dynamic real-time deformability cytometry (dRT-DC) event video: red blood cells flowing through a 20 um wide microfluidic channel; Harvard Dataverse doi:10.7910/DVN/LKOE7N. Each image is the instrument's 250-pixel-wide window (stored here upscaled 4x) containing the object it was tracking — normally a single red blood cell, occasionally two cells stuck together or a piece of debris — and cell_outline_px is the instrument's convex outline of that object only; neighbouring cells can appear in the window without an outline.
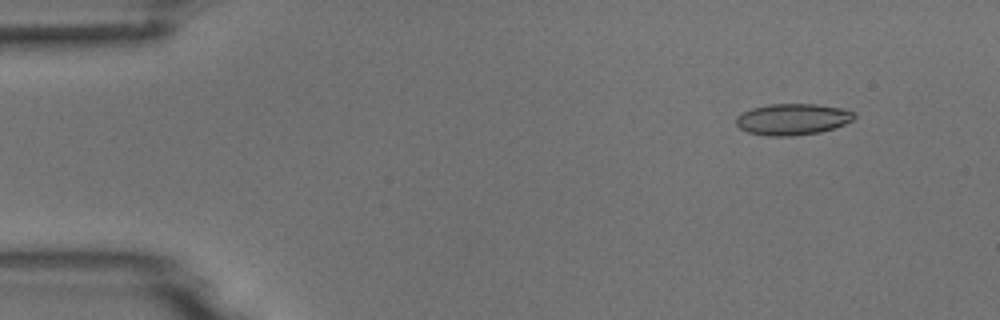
{"species": "common noctule bat (a hibernating species)", "species_latin": "Nyctalus noctula", "temperature_condition": "room temperature", "stored_images_in_passage": 6, "camera_frame_rate_fps": 3000, "um_per_image_px": 0.085, "animal": {"sex": "male", "body_mass_g": 18.8}, "frame": {"image": 1, "passage_image": 2, "time_ms": 1.0, "image_size_px": [1000, 320], "cell_outline_px": [[856, 116], [852, 120], [844, 124], [820, 132], [792, 136], [768, 136], [748, 132], [740, 128], [736, 124], [736, 116], [752, 108], [772, 104], [816, 104], [840, 108], [856, 112]], "centroid_in_image_um": [67.37, 10.14], "position_along_channel_um": 17.6, "area_um2": 21.44}}
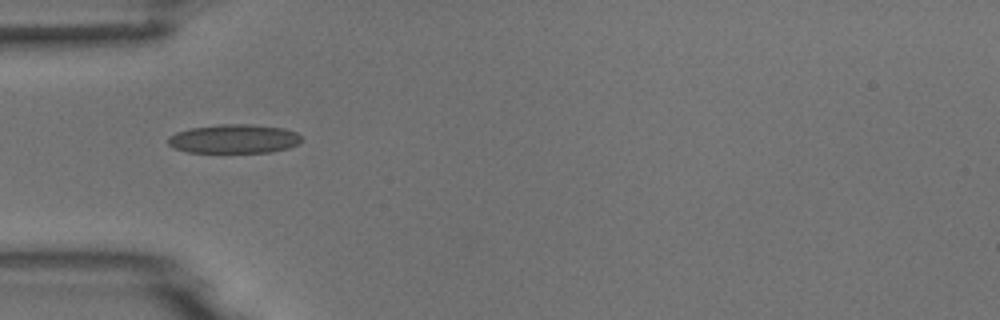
{"frame": {"image": 2, "passage_image": 5, "time_ms": 4.667, "image_size_px": [1000, 320], "cell_outline_px": [[304, 140], [300, 144], [288, 148], [272, 152], [188, 152], [176, 148], [168, 144], [168, 136], [176, 132], [192, 128], [220, 124], [252, 124], [284, 128], [296, 132]], "centroid_in_image_um": [19.94, 11.8], "position_along_channel_um": 65.1, "area_um2": 22.6}}